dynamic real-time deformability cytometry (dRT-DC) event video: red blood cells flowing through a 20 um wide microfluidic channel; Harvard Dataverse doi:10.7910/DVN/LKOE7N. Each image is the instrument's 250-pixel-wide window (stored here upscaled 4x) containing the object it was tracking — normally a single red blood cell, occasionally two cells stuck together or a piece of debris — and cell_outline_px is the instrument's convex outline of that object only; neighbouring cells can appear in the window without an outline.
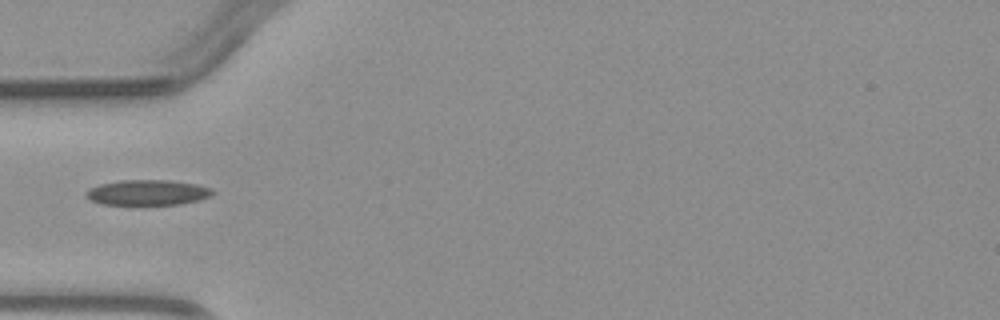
{"species": "common noctule bat (a hibernating species)", "species_latin": "Nyctalus noctula", "temperature_condition": "warm", "stored_images_in_passage": 4, "camera_frame_rate_fps": 3000, "um_per_image_px": 0.085, "animal": {"sex": "male", "body_mass_g": 23.1, "forearm_length_mm": 52.7}, "frame": {"image": 1, "passage_image": 4, "time_ms": 4.333, "image_size_px": [1000, 320], "cell_outline_px": [[216, 192], [208, 196], [196, 200], [180, 204], [100, 204], [92, 200], [84, 192], [88, 188], [100, 184], [120, 180], [168, 180], [196, 184], [212, 188]], "centroid_in_image_um": [12.53, 16.35], "position_along_channel_um": 72.5, "area_um2": 18.5}}